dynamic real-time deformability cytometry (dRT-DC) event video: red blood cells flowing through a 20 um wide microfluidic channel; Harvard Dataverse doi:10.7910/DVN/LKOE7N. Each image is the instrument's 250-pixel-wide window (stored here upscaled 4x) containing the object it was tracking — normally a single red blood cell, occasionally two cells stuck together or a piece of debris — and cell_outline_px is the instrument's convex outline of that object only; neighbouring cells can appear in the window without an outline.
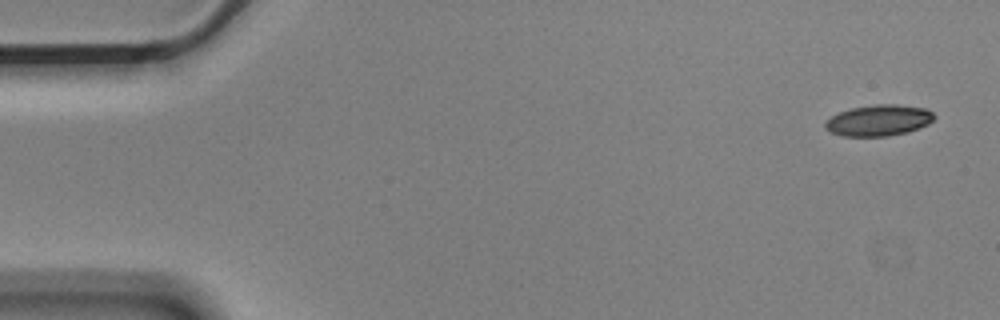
{"species": "Egyptian fruit bat (a non-hibernating species)", "species_latin": "Rousettus aegyptiacus", "temperature_condition": "cold", "stored_images_in_passage": 5, "camera_frame_rate_fps": 3000, "um_per_image_px": 0.085, "animal": {"sex": "male"}, "frame": {"image": 1, "passage_image": 1, "time_ms": 0.0, "image_size_px": [1000, 320], "cell_outline_px": [[936, 116], [928, 124], [908, 132], [888, 136], [840, 136], [828, 132], [824, 128], [824, 124], [832, 116], [840, 112], [852, 108], [876, 104], [896, 104], [928, 108]], "centroid_in_image_um": [74.69, 10.23], "position_along_channel_um": 10.3, "area_um2": 19.88}}
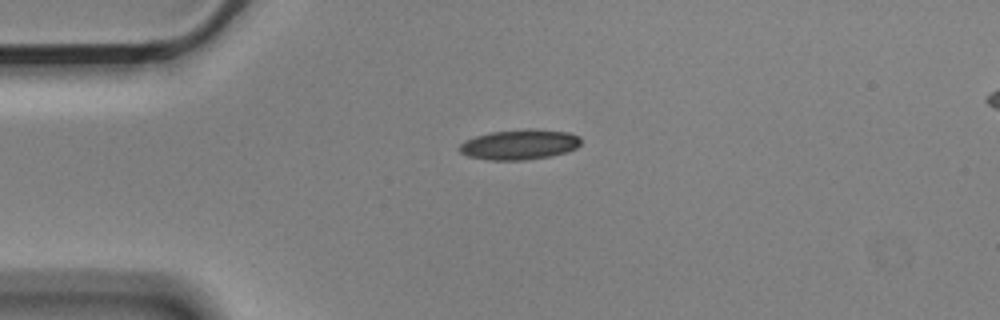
{"frame": {"image": 2, "passage_image": 4, "time_ms": 1.0, "image_size_px": [1000, 320], "cell_outline_px": [[580, 144], [576, 148], [564, 152], [548, 156], [524, 160], [488, 160], [468, 156], [460, 152], [460, 144], [464, 140], [476, 136], [492, 132], [528, 128], [568, 132], [580, 136]], "centroid_in_image_um": [44.14, 12.28], "position_along_channel_um": 40.9, "area_um2": 21.21}}